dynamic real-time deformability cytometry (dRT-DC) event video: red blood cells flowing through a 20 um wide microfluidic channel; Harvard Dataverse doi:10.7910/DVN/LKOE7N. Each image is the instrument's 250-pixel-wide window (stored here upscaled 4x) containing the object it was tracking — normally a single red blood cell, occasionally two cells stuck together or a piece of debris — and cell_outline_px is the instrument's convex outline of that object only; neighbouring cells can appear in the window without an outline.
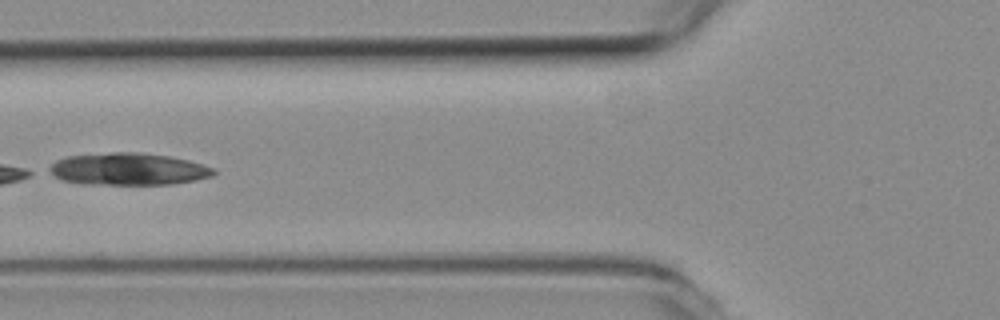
{"species": "common noctule bat (a hibernating species)", "species_latin": "Nyctalus noctula", "temperature_condition": "room temperature", "stored_images_in_passage": 6, "camera_frame_rate_fps": 3000, "um_per_image_px": 0.085, "animal": {"sex": "female", "body_mass_g": 19.3, "forearm_length_mm": 54.1}, "frame": {"image": 1, "passage_image": 5, "time_ms": 1.333, "image_size_px": [1000, 320], "cell_outline_px": [[216, 172], [212, 176], [196, 180], [172, 184], [80, 184], [60, 180], [48, 172], [48, 168], [56, 160], [68, 156], [112, 152], [140, 152], [168, 156], [188, 160], [212, 168]], "centroid_in_image_um": [10.85, 14.37], "position_along_channel_um": 115.0, "area_um2": 30.81}}
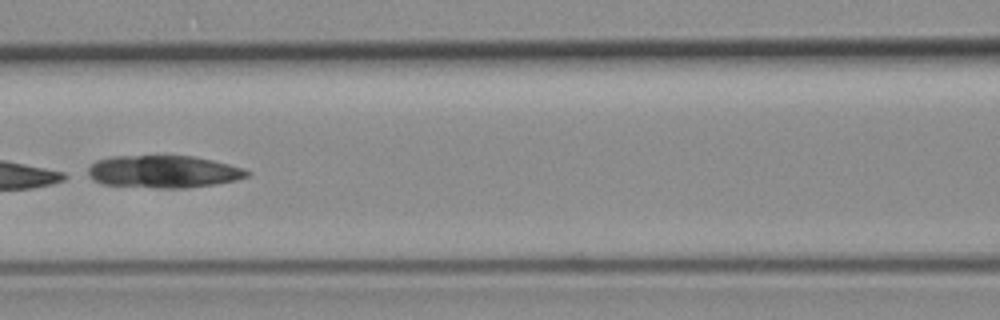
{"frame": {"image": 2, "passage_image": 6, "time_ms": 1.667, "image_size_px": [1000, 320], "cell_outline_px": [[252, 172], [248, 176], [236, 180], [216, 184], [188, 188], [156, 188], [100, 184], [84, 176], [88, 168], [96, 160], [112, 156], [192, 156], [212, 160], [244, 168]], "centroid_in_image_um": [13.84, 14.6], "position_along_channel_um": 152.8, "area_um2": 30.46}}